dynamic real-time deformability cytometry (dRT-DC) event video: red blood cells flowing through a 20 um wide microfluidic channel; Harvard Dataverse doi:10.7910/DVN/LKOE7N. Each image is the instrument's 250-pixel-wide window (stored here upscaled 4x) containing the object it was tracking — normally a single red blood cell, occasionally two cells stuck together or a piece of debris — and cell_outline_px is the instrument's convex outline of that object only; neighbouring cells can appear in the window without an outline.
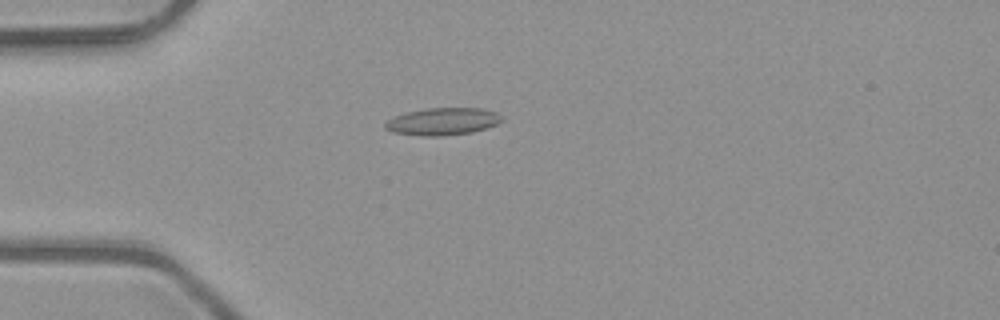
{"species": "common noctule bat (a hibernating species)", "species_latin": "Nyctalus noctula", "temperature_condition": "room temperature", "stored_images_in_passage": 3, "camera_frame_rate_fps": 3000, "um_per_image_px": 0.085, "animal": {"sex": "male", "body_mass_g": 23.1, "forearm_length_mm": 52.7}, "frame": {"image": 1, "passage_image": 1, "time_ms": 0.0, "image_size_px": [1000, 320], "cell_outline_px": [[504, 120], [488, 128], [472, 132], [440, 136], [420, 136], [392, 132], [384, 128], [384, 124], [388, 120], [396, 116], [408, 112], [424, 108], [480, 108], [496, 112]], "centroid_in_image_um": [37.63, 10.33], "position_along_channel_um": 47.4, "area_um2": 18.55}}
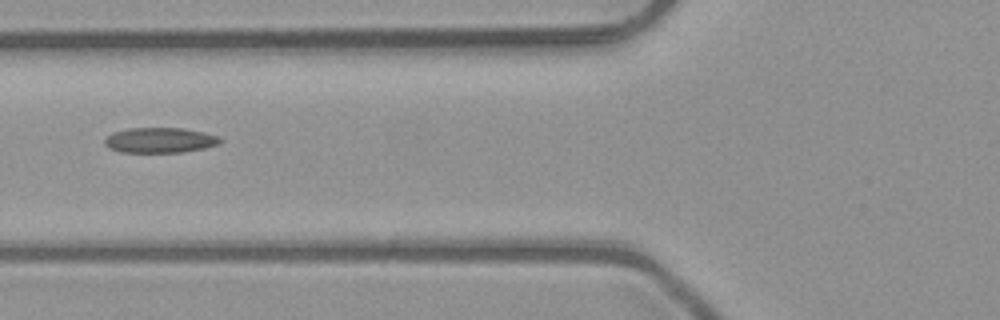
{"frame": {"image": 2, "passage_image": 3, "time_ms": 0.667, "image_size_px": [1000, 320], "cell_outline_px": [[224, 140], [220, 144], [204, 148], [184, 152], [120, 152], [108, 148], [104, 144], [104, 140], [112, 132], [128, 128], [180, 128], [204, 132], [216, 136]], "centroid_in_image_um": [13.58, 11.92], "position_along_channel_um": 112.2, "area_um2": 17.05}}